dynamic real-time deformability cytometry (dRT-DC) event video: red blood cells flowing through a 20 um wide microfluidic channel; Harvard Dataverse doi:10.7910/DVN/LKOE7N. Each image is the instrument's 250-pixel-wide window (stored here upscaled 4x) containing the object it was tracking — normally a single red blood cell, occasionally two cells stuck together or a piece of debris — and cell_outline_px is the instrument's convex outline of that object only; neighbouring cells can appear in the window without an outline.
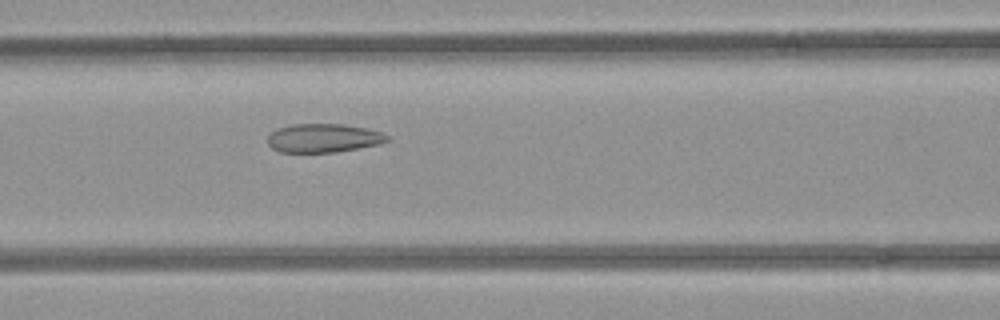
{"species": "common noctule bat (a hibernating species)", "species_latin": "Nyctalus noctula", "temperature_condition": "room temperature", "stored_images_in_passage": 50, "camera_frame_rate_fps": 3000, "um_per_image_px": 0.085, "animal": {"sex": "female", "body_mass_g": 21.9}, "frame": {"image": 1, "passage_image": 23, "time_ms": 7.333, "image_size_px": [1000, 320], "cell_outline_px": [[392, 140], [380, 144], [336, 152], [280, 152], [272, 148], [268, 144], [268, 136], [276, 128], [292, 124], [344, 124], [364, 128], [380, 132], [388, 136]], "centroid_in_image_um": [27.49, 11.73], "position_along_channel_um": 139.1, "area_um2": 20.0}}
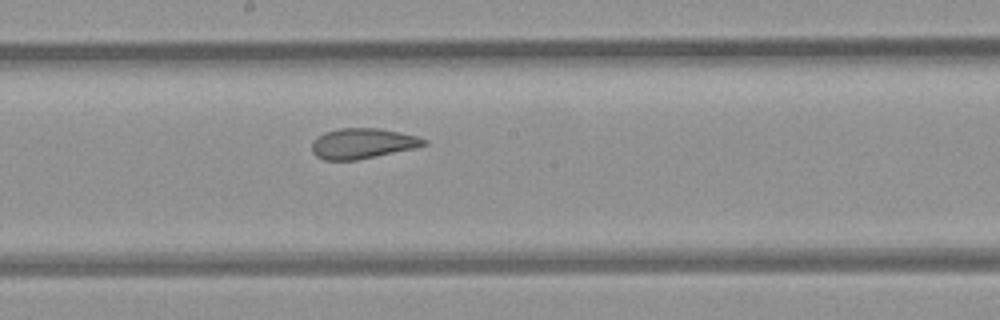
{"frame": {"image": 2, "passage_image": 29, "time_ms": 9.333, "image_size_px": [1000, 320], "cell_outline_px": [[428, 144], [416, 148], [356, 160], [324, 160], [316, 156], [312, 152], [312, 140], [324, 132], [340, 128], [380, 128], [400, 132], [416, 136], [428, 140]], "centroid_in_image_um": [30.82, 12.19], "position_along_channel_um": 217.4, "area_um2": 19.94}}
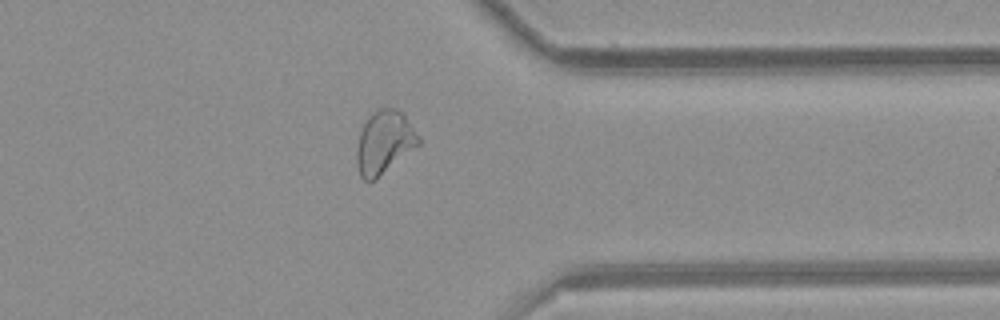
{"frame": {"image": 3, "passage_image": 42, "time_ms": 13.667, "image_size_px": [1000, 320], "cell_outline_px": [[420, 144], [372, 180], [364, 180], [360, 176], [356, 164], [356, 152], [360, 128], [368, 116], [376, 108], [396, 108], [404, 112], [420, 140]], "centroid_in_image_um": [32.63, 12.03], "position_along_channel_um": 378.8, "area_um2": 22.54}, "authors_computed_cell_mechanics": {"area_um2": 23.12, "velocity_mm_per_s": 3.9164, "shape_relaxation_time_tau1_ms": null, "shape_relaxation_time_tau2_ms": 1.3855, "deformation_change_tau1": null, "deformation_change_tau2": 0.0913}}